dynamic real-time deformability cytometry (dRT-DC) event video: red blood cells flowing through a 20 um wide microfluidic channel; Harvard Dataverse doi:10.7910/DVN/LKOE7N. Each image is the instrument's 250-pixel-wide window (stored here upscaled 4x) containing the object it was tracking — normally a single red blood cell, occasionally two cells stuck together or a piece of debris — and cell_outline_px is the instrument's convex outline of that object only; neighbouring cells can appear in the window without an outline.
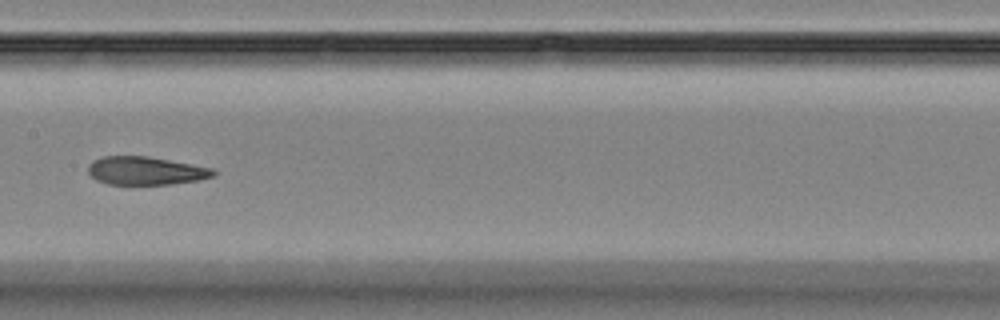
{"species": "Egyptian fruit bat (a non-hibernating species)", "species_latin": "Rousettus aegyptiacus", "temperature_condition": "room temperature", "stored_images_in_passage": 9, "camera_frame_rate_fps": 3000, "um_per_image_px": 0.085, "animal": {"sex": "female"}, "frame": {"image": 1, "passage_image": 6, "time_ms": 5.667, "image_size_px": [1000, 320], "cell_outline_px": [[216, 176], [200, 180], [172, 184], [108, 184], [96, 180], [88, 172], [88, 164], [92, 160], [104, 156], [148, 156], [216, 168]], "centroid_in_image_um": [12.43, 14.51], "position_along_channel_um": 195.0, "area_um2": 20.87}}
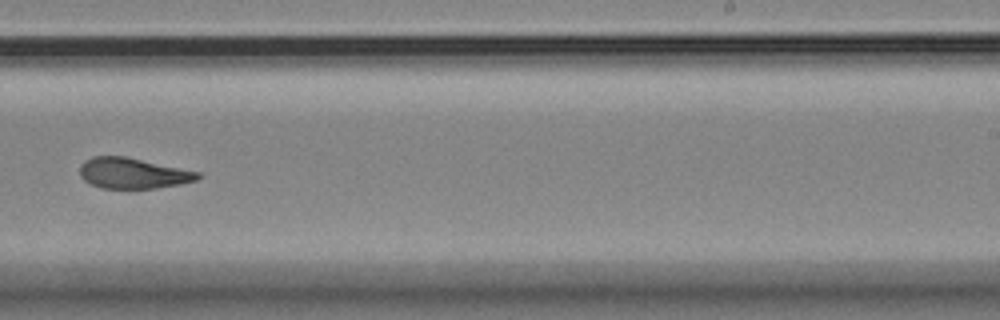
{"frame": {"image": 2, "passage_image": 8, "time_ms": 8.0, "image_size_px": [1000, 320], "cell_outline_px": [[200, 176], [196, 180], [180, 184], [156, 188], [100, 188], [84, 180], [80, 176], [80, 164], [84, 160], [92, 156], [124, 156], [200, 172]], "centroid_in_image_um": [11.26, 14.72], "position_along_channel_um": 277.7, "area_um2": 20.98}}
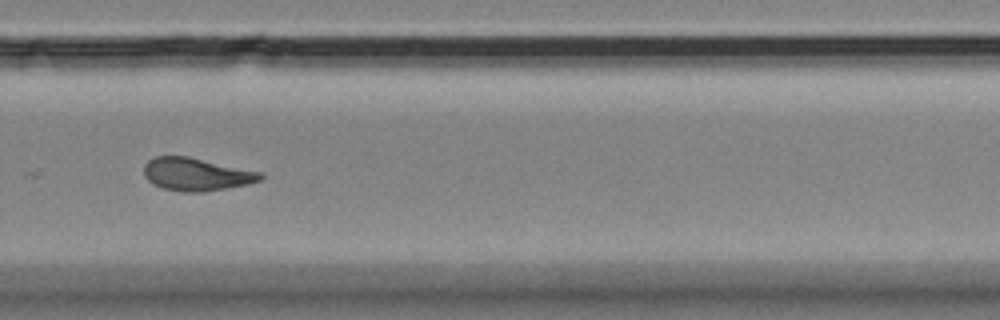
{"frame": {"image": 3, "passage_image": 9, "time_ms": 9.0, "image_size_px": [1000, 320], "cell_outline_px": [[264, 176], [260, 180], [248, 184], [204, 192], [184, 192], [164, 188], [152, 184], [144, 176], [144, 164], [148, 160], [156, 156], [188, 156], [260, 172]], "centroid_in_image_um": [16.66, 14.81], "position_along_channel_um": 313.1, "area_um2": 22.2}}